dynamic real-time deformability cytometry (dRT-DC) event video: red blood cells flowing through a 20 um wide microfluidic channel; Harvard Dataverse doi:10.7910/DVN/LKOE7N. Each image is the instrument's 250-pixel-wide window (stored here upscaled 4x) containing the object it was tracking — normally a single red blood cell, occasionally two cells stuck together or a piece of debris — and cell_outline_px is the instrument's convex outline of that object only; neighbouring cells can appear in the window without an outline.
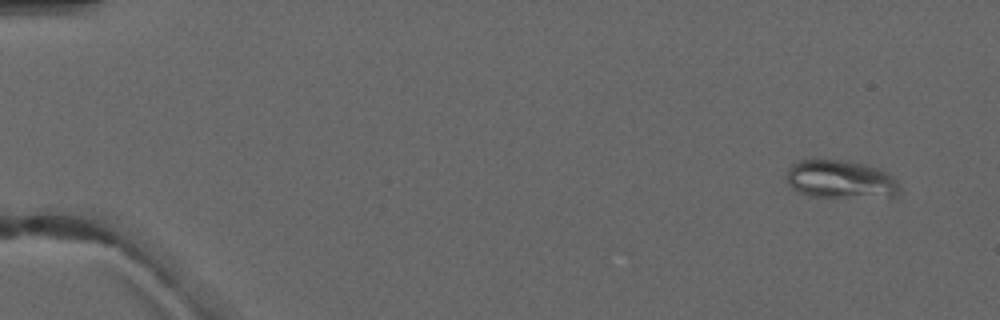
{"species": "common noctule bat (a hibernating species)", "species_latin": "Nyctalus noctula", "temperature_condition": "warm", "stored_images_in_passage": 4, "camera_frame_rate_fps": 3000, "um_per_image_px": 0.085, "animal": {"sex": "male", "forearm_length_mm": 52.5}, "frame": {"image": 1, "passage_image": 1, "time_ms": 0.0, "image_size_px": [1000, 320], "cell_outline_px": [[900, 192], [896, 196], [808, 196], [792, 188], [788, 184], [788, 168], [792, 164], [800, 160], [844, 160], [864, 164], [880, 168], [888, 172], [896, 180], [900, 188]], "centroid_in_image_um": [71.47, 15.23], "position_along_channel_um": 13.5, "area_um2": 24.85}}